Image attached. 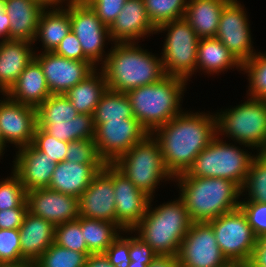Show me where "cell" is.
<instances>
[{"instance_id": "obj_3", "label": "cell", "mask_w": 266, "mask_h": 267, "mask_svg": "<svg viewBox=\"0 0 266 267\" xmlns=\"http://www.w3.org/2000/svg\"><path fill=\"white\" fill-rule=\"evenodd\" d=\"M193 222H209L240 207L241 188L225 178L174 177ZM180 184V185H179Z\"/></svg>"}, {"instance_id": "obj_26", "label": "cell", "mask_w": 266, "mask_h": 267, "mask_svg": "<svg viewBox=\"0 0 266 267\" xmlns=\"http://www.w3.org/2000/svg\"><path fill=\"white\" fill-rule=\"evenodd\" d=\"M6 95L13 101L37 108L50 95L40 64L33 59Z\"/></svg>"}, {"instance_id": "obj_17", "label": "cell", "mask_w": 266, "mask_h": 267, "mask_svg": "<svg viewBox=\"0 0 266 267\" xmlns=\"http://www.w3.org/2000/svg\"><path fill=\"white\" fill-rule=\"evenodd\" d=\"M36 126V108L13 101L7 95L0 100V136L5 144H14L18 149L30 145Z\"/></svg>"}, {"instance_id": "obj_58", "label": "cell", "mask_w": 266, "mask_h": 267, "mask_svg": "<svg viewBox=\"0 0 266 267\" xmlns=\"http://www.w3.org/2000/svg\"><path fill=\"white\" fill-rule=\"evenodd\" d=\"M6 144L4 143L3 139L0 136V157L3 155V151L6 148Z\"/></svg>"}, {"instance_id": "obj_52", "label": "cell", "mask_w": 266, "mask_h": 267, "mask_svg": "<svg viewBox=\"0 0 266 267\" xmlns=\"http://www.w3.org/2000/svg\"><path fill=\"white\" fill-rule=\"evenodd\" d=\"M84 267H114L104 253L89 254Z\"/></svg>"}, {"instance_id": "obj_4", "label": "cell", "mask_w": 266, "mask_h": 267, "mask_svg": "<svg viewBox=\"0 0 266 267\" xmlns=\"http://www.w3.org/2000/svg\"><path fill=\"white\" fill-rule=\"evenodd\" d=\"M152 200L140 223L132 231H138V237L148 243L156 255L177 256L193 221L180 197L154 209L151 207Z\"/></svg>"}, {"instance_id": "obj_49", "label": "cell", "mask_w": 266, "mask_h": 267, "mask_svg": "<svg viewBox=\"0 0 266 267\" xmlns=\"http://www.w3.org/2000/svg\"><path fill=\"white\" fill-rule=\"evenodd\" d=\"M27 213V200L17 208L0 210V229H19Z\"/></svg>"}, {"instance_id": "obj_29", "label": "cell", "mask_w": 266, "mask_h": 267, "mask_svg": "<svg viewBox=\"0 0 266 267\" xmlns=\"http://www.w3.org/2000/svg\"><path fill=\"white\" fill-rule=\"evenodd\" d=\"M197 66L196 70H204L205 73H210V75L224 72L226 69H232L233 67L242 71V64L216 37L199 40Z\"/></svg>"}, {"instance_id": "obj_23", "label": "cell", "mask_w": 266, "mask_h": 267, "mask_svg": "<svg viewBox=\"0 0 266 267\" xmlns=\"http://www.w3.org/2000/svg\"><path fill=\"white\" fill-rule=\"evenodd\" d=\"M33 43L26 40L0 41V88L7 93L26 66L35 58Z\"/></svg>"}, {"instance_id": "obj_9", "label": "cell", "mask_w": 266, "mask_h": 267, "mask_svg": "<svg viewBox=\"0 0 266 267\" xmlns=\"http://www.w3.org/2000/svg\"><path fill=\"white\" fill-rule=\"evenodd\" d=\"M162 31H167L161 56L165 76L188 81L196 72L199 36L184 17L156 28V33Z\"/></svg>"}, {"instance_id": "obj_10", "label": "cell", "mask_w": 266, "mask_h": 267, "mask_svg": "<svg viewBox=\"0 0 266 267\" xmlns=\"http://www.w3.org/2000/svg\"><path fill=\"white\" fill-rule=\"evenodd\" d=\"M209 223L213 228L221 253L227 261L247 264L251 259L258 237L242 209L239 207L222 214Z\"/></svg>"}, {"instance_id": "obj_15", "label": "cell", "mask_w": 266, "mask_h": 267, "mask_svg": "<svg viewBox=\"0 0 266 267\" xmlns=\"http://www.w3.org/2000/svg\"><path fill=\"white\" fill-rule=\"evenodd\" d=\"M34 59L42 68L51 94H65L95 70H99L90 61L67 59L54 52L36 53Z\"/></svg>"}, {"instance_id": "obj_31", "label": "cell", "mask_w": 266, "mask_h": 267, "mask_svg": "<svg viewBox=\"0 0 266 267\" xmlns=\"http://www.w3.org/2000/svg\"><path fill=\"white\" fill-rule=\"evenodd\" d=\"M79 224L91 254L104 253L119 236L120 231L123 232L116 223L104 220L87 219L79 216Z\"/></svg>"}, {"instance_id": "obj_37", "label": "cell", "mask_w": 266, "mask_h": 267, "mask_svg": "<svg viewBox=\"0 0 266 267\" xmlns=\"http://www.w3.org/2000/svg\"><path fill=\"white\" fill-rule=\"evenodd\" d=\"M85 253H80L52 243L35 261L36 267H84L87 260Z\"/></svg>"}, {"instance_id": "obj_28", "label": "cell", "mask_w": 266, "mask_h": 267, "mask_svg": "<svg viewBox=\"0 0 266 267\" xmlns=\"http://www.w3.org/2000/svg\"><path fill=\"white\" fill-rule=\"evenodd\" d=\"M67 1V8L56 7L46 8L40 15L38 30L35 41L40 39L43 43V52H53L61 40L71 31L70 0ZM64 8V9H63Z\"/></svg>"}, {"instance_id": "obj_30", "label": "cell", "mask_w": 266, "mask_h": 267, "mask_svg": "<svg viewBox=\"0 0 266 267\" xmlns=\"http://www.w3.org/2000/svg\"><path fill=\"white\" fill-rule=\"evenodd\" d=\"M98 73L95 70L64 94L79 114L93 115L102 95L108 89L103 72Z\"/></svg>"}, {"instance_id": "obj_27", "label": "cell", "mask_w": 266, "mask_h": 267, "mask_svg": "<svg viewBox=\"0 0 266 267\" xmlns=\"http://www.w3.org/2000/svg\"><path fill=\"white\" fill-rule=\"evenodd\" d=\"M231 0H188L184 18L200 39L216 37L223 8Z\"/></svg>"}, {"instance_id": "obj_8", "label": "cell", "mask_w": 266, "mask_h": 267, "mask_svg": "<svg viewBox=\"0 0 266 267\" xmlns=\"http://www.w3.org/2000/svg\"><path fill=\"white\" fill-rule=\"evenodd\" d=\"M217 135L266 152V100L251 98L235 108L217 112Z\"/></svg>"}, {"instance_id": "obj_38", "label": "cell", "mask_w": 266, "mask_h": 267, "mask_svg": "<svg viewBox=\"0 0 266 267\" xmlns=\"http://www.w3.org/2000/svg\"><path fill=\"white\" fill-rule=\"evenodd\" d=\"M242 71L249 77L248 96L266 100V54L258 52L253 55L242 64Z\"/></svg>"}, {"instance_id": "obj_43", "label": "cell", "mask_w": 266, "mask_h": 267, "mask_svg": "<svg viewBox=\"0 0 266 267\" xmlns=\"http://www.w3.org/2000/svg\"><path fill=\"white\" fill-rule=\"evenodd\" d=\"M23 261L19 229H0V265Z\"/></svg>"}, {"instance_id": "obj_2", "label": "cell", "mask_w": 266, "mask_h": 267, "mask_svg": "<svg viewBox=\"0 0 266 267\" xmlns=\"http://www.w3.org/2000/svg\"><path fill=\"white\" fill-rule=\"evenodd\" d=\"M137 45V46H136ZM100 68L109 90L127 91L159 82L164 76L162 60L136 43H115Z\"/></svg>"}, {"instance_id": "obj_51", "label": "cell", "mask_w": 266, "mask_h": 267, "mask_svg": "<svg viewBox=\"0 0 266 267\" xmlns=\"http://www.w3.org/2000/svg\"><path fill=\"white\" fill-rule=\"evenodd\" d=\"M148 267H181L178 256L156 255Z\"/></svg>"}, {"instance_id": "obj_46", "label": "cell", "mask_w": 266, "mask_h": 267, "mask_svg": "<svg viewBox=\"0 0 266 267\" xmlns=\"http://www.w3.org/2000/svg\"><path fill=\"white\" fill-rule=\"evenodd\" d=\"M104 254L114 267H128L131 262L129 257V237L126 238L119 234Z\"/></svg>"}, {"instance_id": "obj_55", "label": "cell", "mask_w": 266, "mask_h": 267, "mask_svg": "<svg viewBox=\"0 0 266 267\" xmlns=\"http://www.w3.org/2000/svg\"><path fill=\"white\" fill-rule=\"evenodd\" d=\"M0 267H36V264L32 261H23L20 263L2 264Z\"/></svg>"}, {"instance_id": "obj_14", "label": "cell", "mask_w": 266, "mask_h": 267, "mask_svg": "<svg viewBox=\"0 0 266 267\" xmlns=\"http://www.w3.org/2000/svg\"><path fill=\"white\" fill-rule=\"evenodd\" d=\"M243 5L237 0H231L220 16L216 38L225 45L234 57L241 63L247 62L256 51L253 50L250 25Z\"/></svg>"}, {"instance_id": "obj_7", "label": "cell", "mask_w": 266, "mask_h": 267, "mask_svg": "<svg viewBox=\"0 0 266 267\" xmlns=\"http://www.w3.org/2000/svg\"><path fill=\"white\" fill-rule=\"evenodd\" d=\"M112 164L151 199L160 181L173 180L165 168L159 143L152 134H148Z\"/></svg>"}, {"instance_id": "obj_6", "label": "cell", "mask_w": 266, "mask_h": 267, "mask_svg": "<svg viewBox=\"0 0 266 267\" xmlns=\"http://www.w3.org/2000/svg\"><path fill=\"white\" fill-rule=\"evenodd\" d=\"M253 157L251 153L224 142L217 135L194 159L188 171L176 177L225 178L242 188Z\"/></svg>"}, {"instance_id": "obj_34", "label": "cell", "mask_w": 266, "mask_h": 267, "mask_svg": "<svg viewBox=\"0 0 266 267\" xmlns=\"http://www.w3.org/2000/svg\"><path fill=\"white\" fill-rule=\"evenodd\" d=\"M36 110L37 124L68 122L79 114L64 94H51Z\"/></svg>"}, {"instance_id": "obj_53", "label": "cell", "mask_w": 266, "mask_h": 267, "mask_svg": "<svg viewBox=\"0 0 266 267\" xmlns=\"http://www.w3.org/2000/svg\"><path fill=\"white\" fill-rule=\"evenodd\" d=\"M9 30H10L9 16L5 12L4 3L2 0L0 1V38L2 40L9 39Z\"/></svg>"}, {"instance_id": "obj_33", "label": "cell", "mask_w": 266, "mask_h": 267, "mask_svg": "<svg viewBox=\"0 0 266 267\" xmlns=\"http://www.w3.org/2000/svg\"><path fill=\"white\" fill-rule=\"evenodd\" d=\"M126 118H135L129 98L125 93L107 89L93 114L95 129L109 120H124Z\"/></svg>"}, {"instance_id": "obj_59", "label": "cell", "mask_w": 266, "mask_h": 267, "mask_svg": "<svg viewBox=\"0 0 266 267\" xmlns=\"http://www.w3.org/2000/svg\"><path fill=\"white\" fill-rule=\"evenodd\" d=\"M0 92L2 93L3 96H6V93L0 88Z\"/></svg>"}, {"instance_id": "obj_42", "label": "cell", "mask_w": 266, "mask_h": 267, "mask_svg": "<svg viewBox=\"0 0 266 267\" xmlns=\"http://www.w3.org/2000/svg\"><path fill=\"white\" fill-rule=\"evenodd\" d=\"M32 144L41 152L47 154L55 163L65 161L69 142L59 141L36 126Z\"/></svg>"}, {"instance_id": "obj_36", "label": "cell", "mask_w": 266, "mask_h": 267, "mask_svg": "<svg viewBox=\"0 0 266 267\" xmlns=\"http://www.w3.org/2000/svg\"><path fill=\"white\" fill-rule=\"evenodd\" d=\"M149 20L155 28L185 16L188 0H143Z\"/></svg>"}, {"instance_id": "obj_16", "label": "cell", "mask_w": 266, "mask_h": 267, "mask_svg": "<svg viewBox=\"0 0 266 267\" xmlns=\"http://www.w3.org/2000/svg\"><path fill=\"white\" fill-rule=\"evenodd\" d=\"M113 164L106 163L79 198V216L116 223Z\"/></svg>"}, {"instance_id": "obj_13", "label": "cell", "mask_w": 266, "mask_h": 267, "mask_svg": "<svg viewBox=\"0 0 266 267\" xmlns=\"http://www.w3.org/2000/svg\"><path fill=\"white\" fill-rule=\"evenodd\" d=\"M177 256L181 267H222L228 262L209 222L192 223Z\"/></svg>"}, {"instance_id": "obj_56", "label": "cell", "mask_w": 266, "mask_h": 267, "mask_svg": "<svg viewBox=\"0 0 266 267\" xmlns=\"http://www.w3.org/2000/svg\"><path fill=\"white\" fill-rule=\"evenodd\" d=\"M222 267H245V263H242V262H227Z\"/></svg>"}, {"instance_id": "obj_45", "label": "cell", "mask_w": 266, "mask_h": 267, "mask_svg": "<svg viewBox=\"0 0 266 267\" xmlns=\"http://www.w3.org/2000/svg\"><path fill=\"white\" fill-rule=\"evenodd\" d=\"M240 208L247 216L255 235L260 238L266 234V203L240 202Z\"/></svg>"}, {"instance_id": "obj_47", "label": "cell", "mask_w": 266, "mask_h": 267, "mask_svg": "<svg viewBox=\"0 0 266 267\" xmlns=\"http://www.w3.org/2000/svg\"><path fill=\"white\" fill-rule=\"evenodd\" d=\"M53 52L67 59L89 61L84 55L80 41L72 31L61 40Z\"/></svg>"}, {"instance_id": "obj_11", "label": "cell", "mask_w": 266, "mask_h": 267, "mask_svg": "<svg viewBox=\"0 0 266 267\" xmlns=\"http://www.w3.org/2000/svg\"><path fill=\"white\" fill-rule=\"evenodd\" d=\"M70 20L71 31L80 41L85 57L95 67L100 62L103 64L107 58L104 56V43L111 41L109 27L102 23L84 0H70Z\"/></svg>"}, {"instance_id": "obj_5", "label": "cell", "mask_w": 266, "mask_h": 267, "mask_svg": "<svg viewBox=\"0 0 266 267\" xmlns=\"http://www.w3.org/2000/svg\"><path fill=\"white\" fill-rule=\"evenodd\" d=\"M187 80L164 76L159 82L127 91L133 116L151 134L183 112L180 108Z\"/></svg>"}, {"instance_id": "obj_22", "label": "cell", "mask_w": 266, "mask_h": 267, "mask_svg": "<svg viewBox=\"0 0 266 267\" xmlns=\"http://www.w3.org/2000/svg\"><path fill=\"white\" fill-rule=\"evenodd\" d=\"M104 165L79 164L66 160L57 163L48 188L79 199Z\"/></svg>"}, {"instance_id": "obj_25", "label": "cell", "mask_w": 266, "mask_h": 267, "mask_svg": "<svg viewBox=\"0 0 266 267\" xmlns=\"http://www.w3.org/2000/svg\"><path fill=\"white\" fill-rule=\"evenodd\" d=\"M9 16V39L35 42L38 22L44 8L32 0H3Z\"/></svg>"}, {"instance_id": "obj_24", "label": "cell", "mask_w": 266, "mask_h": 267, "mask_svg": "<svg viewBox=\"0 0 266 267\" xmlns=\"http://www.w3.org/2000/svg\"><path fill=\"white\" fill-rule=\"evenodd\" d=\"M21 257L35 262L54 242L55 226L28 212L19 228Z\"/></svg>"}, {"instance_id": "obj_21", "label": "cell", "mask_w": 266, "mask_h": 267, "mask_svg": "<svg viewBox=\"0 0 266 267\" xmlns=\"http://www.w3.org/2000/svg\"><path fill=\"white\" fill-rule=\"evenodd\" d=\"M109 32L113 44L135 43L147 34V37L151 33L156 34V28L148 18L143 0H126Z\"/></svg>"}, {"instance_id": "obj_32", "label": "cell", "mask_w": 266, "mask_h": 267, "mask_svg": "<svg viewBox=\"0 0 266 267\" xmlns=\"http://www.w3.org/2000/svg\"><path fill=\"white\" fill-rule=\"evenodd\" d=\"M47 134L59 141L71 142L78 139H94L95 126L93 115L78 114L68 122H55V124H37Z\"/></svg>"}, {"instance_id": "obj_57", "label": "cell", "mask_w": 266, "mask_h": 267, "mask_svg": "<svg viewBox=\"0 0 266 267\" xmlns=\"http://www.w3.org/2000/svg\"><path fill=\"white\" fill-rule=\"evenodd\" d=\"M149 264H138L136 261H131L128 267H148Z\"/></svg>"}, {"instance_id": "obj_60", "label": "cell", "mask_w": 266, "mask_h": 267, "mask_svg": "<svg viewBox=\"0 0 266 267\" xmlns=\"http://www.w3.org/2000/svg\"><path fill=\"white\" fill-rule=\"evenodd\" d=\"M245 267H251V266L247 263V264H245Z\"/></svg>"}, {"instance_id": "obj_40", "label": "cell", "mask_w": 266, "mask_h": 267, "mask_svg": "<svg viewBox=\"0 0 266 267\" xmlns=\"http://www.w3.org/2000/svg\"><path fill=\"white\" fill-rule=\"evenodd\" d=\"M65 160L79 164H106L98 154L94 139L69 142Z\"/></svg>"}, {"instance_id": "obj_50", "label": "cell", "mask_w": 266, "mask_h": 267, "mask_svg": "<svg viewBox=\"0 0 266 267\" xmlns=\"http://www.w3.org/2000/svg\"><path fill=\"white\" fill-rule=\"evenodd\" d=\"M248 264L251 267H266V240L263 237L258 238Z\"/></svg>"}, {"instance_id": "obj_20", "label": "cell", "mask_w": 266, "mask_h": 267, "mask_svg": "<svg viewBox=\"0 0 266 267\" xmlns=\"http://www.w3.org/2000/svg\"><path fill=\"white\" fill-rule=\"evenodd\" d=\"M13 172L19 177L26 191L48 188L55 163L32 143L19 148L14 159Z\"/></svg>"}, {"instance_id": "obj_35", "label": "cell", "mask_w": 266, "mask_h": 267, "mask_svg": "<svg viewBox=\"0 0 266 267\" xmlns=\"http://www.w3.org/2000/svg\"><path fill=\"white\" fill-rule=\"evenodd\" d=\"M245 190L248 191L249 200L240 202L266 203V152L254 155L241 193Z\"/></svg>"}, {"instance_id": "obj_18", "label": "cell", "mask_w": 266, "mask_h": 267, "mask_svg": "<svg viewBox=\"0 0 266 267\" xmlns=\"http://www.w3.org/2000/svg\"><path fill=\"white\" fill-rule=\"evenodd\" d=\"M116 224L125 232H131L145 215L150 197L140 191L113 165Z\"/></svg>"}, {"instance_id": "obj_39", "label": "cell", "mask_w": 266, "mask_h": 267, "mask_svg": "<svg viewBox=\"0 0 266 267\" xmlns=\"http://www.w3.org/2000/svg\"><path fill=\"white\" fill-rule=\"evenodd\" d=\"M54 243L67 249L85 253L87 256L91 254L82 234L79 217L76 220L55 226Z\"/></svg>"}, {"instance_id": "obj_12", "label": "cell", "mask_w": 266, "mask_h": 267, "mask_svg": "<svg viewBox=\"0 0 266 267\" xmlns=\"http://www.w3.org/2000/svg\"><path fill=\"white\" fill-rule=\"evenodd\" d=\"M148 134L135 118L109 120L95 129L94 141L105 163H113Z\"/></svg>"}, {"instance_id": "obj_44", "label": "cell", "mask_w": 266, "mask_h": 267, "mask_svg": "<svg viewBox=\"0 0 266 267\" xmlns=\"http://www.w3.org/2000/svg\"><path fill=\"white\" fill-rule=\"evenodd\" d=\"M102 23L110 27L121 12L126 0H84Z\"/></svg>"}, {"instance_id": "obj_41", "label": "cell", "mask_w": 266, "mask_h": 267, "mask_svg": "<svg viewBox=\"0 0 266 267\" xmlns=\"http://www.w3.org/2000/svg\"><path fill=\"white\" fill-rule=\"evenodd\" d=\"M12 176L0 181V210L17 208L27 200V191L19 177Z\"/></svg>"}, {"instance_id": "obj_48", "label": "cell", "mask_w": 266, "mask_h": 267, "mask_svg": "<svg viewBox=\"0 0 266 267\" xmlns=\"http://www.w3.org/2000/svg\"><path fill=\"white\" fill-rule=\"evenodd\" d=\"M156 254L152 247L138 237H129V257L138 264H150Z\"/></svg>"}, {"instance_id": "obj_19", "label": "cell", "mask_w": 266, "mask_h": 267, "mask_svg": "<svg viewBox=\"0 0 266 267\" xmlns=\"http://www.w3.org/2000/svg\"><path fill=\"white\" fill-rule=\"evenodd\" d=\"M28 212L54 226L79 217V199L49 188L27 191Z\"/></svg>"}, {"instance_id": "obj_1", "label": "cell", "mask_w": 266, "mask_h": 267, "mask_svg": "<svg viewBox=\"0 0 266 267\" xmlns=\"http://www.w3.org/2000/svg\"><path fill=\"white\" fill-rule=\"evenodd\" d=\"M158 141L166 170L174 178L217 136L216 115L182 112L151 133Z\"/></svg>"}, {"instance_id": "obj_54", "label": "cell", "mask_w": 266, "mask_h": 267, "mask_svg": "<svg viewBox=\"0 0 266 267\" xmlns=\"http://www.w3.org/2000/svg\"><path fill=\"white\" fill-rule=\"evenodd\" d=\"M37 2L39 5H41L44 9L49 7L55 8L58 7L59 5L62 6V4L66 1V0H32ZM62 3V4H61Z\"/></svg>"}]
</instances>
